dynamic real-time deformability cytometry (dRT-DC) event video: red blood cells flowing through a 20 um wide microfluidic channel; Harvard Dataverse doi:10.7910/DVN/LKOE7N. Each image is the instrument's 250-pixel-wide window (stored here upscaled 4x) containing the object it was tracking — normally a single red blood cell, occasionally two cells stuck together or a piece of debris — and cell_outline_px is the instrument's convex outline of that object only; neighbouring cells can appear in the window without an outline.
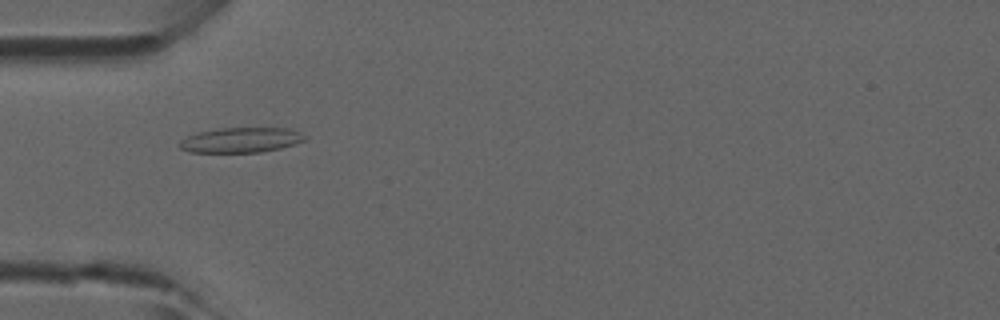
{"species": "common noctule bat (a hibernating species)", "species_latin": "Nyctalus noctula", "temperature_condition": "room temperature", "stored_images_in_passage": 4, "camera_frame_rate_fps": 3000, "um_per_image_px": 0.085, "animal": {"sex": "male", "forearm_length_mm": 52.5}, "frame": {"image": 1, "passage_image": 4, "time_ms": 1.0, "image_size_px": [1000, 320], "cell_outline_px": [[308, 136], [304, 140], [296, 144], [280, 148], [260, 152], [188, 152], [180, 148], [176, 144], [180, 140], [196, 132], [220, 128], [288, 128], [300, 132]], "centroid_in_image_um": [20.46, 11.9], "position_along_channel_um": 64.5, "area_um2": 18.44}}